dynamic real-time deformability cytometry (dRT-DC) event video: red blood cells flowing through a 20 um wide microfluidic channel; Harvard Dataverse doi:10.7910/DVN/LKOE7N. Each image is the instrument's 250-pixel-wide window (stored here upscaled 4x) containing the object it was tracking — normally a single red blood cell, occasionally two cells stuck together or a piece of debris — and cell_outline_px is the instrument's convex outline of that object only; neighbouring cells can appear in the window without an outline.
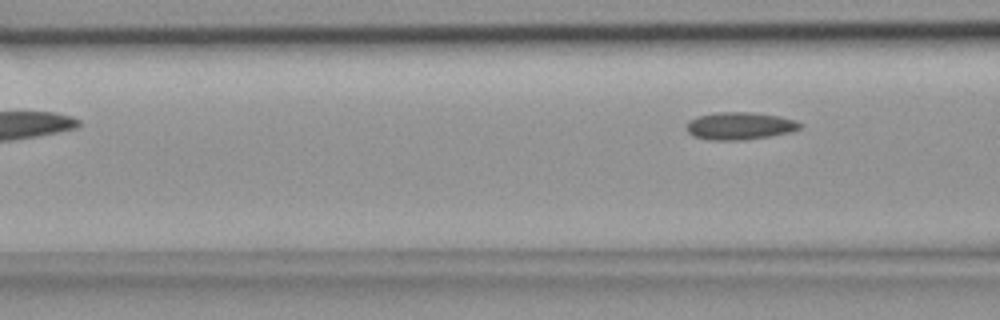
{"species": "common noctule bat (a hibernating species)", "species_latin": "Nyctalus noctula", "temperature_condition": "room temperature", "stored_images_in_passage": 5, "camera_frame_rate_fps": 3000, "um_per_image_px": 0.085, "animal": {"sex": "female", "body_mass_g": 18.4}, "frame": {"image": 1, "passage_image": 5, "time_ms": 1.333, "image_size_px": [1000, 320], "cell_outline_px": [[804, 124], [800, 128], [792, 132], [744, 140], [708, 140], [692, 136], [684, 128], [688, 120], [696, 116], [716, 112], [752, 112], [780, 116], [796, 120]], "centroid_in_image_um": [62.85, 10.7], "position_along_channel_um": 103.8, "area_um2": 18.55}}